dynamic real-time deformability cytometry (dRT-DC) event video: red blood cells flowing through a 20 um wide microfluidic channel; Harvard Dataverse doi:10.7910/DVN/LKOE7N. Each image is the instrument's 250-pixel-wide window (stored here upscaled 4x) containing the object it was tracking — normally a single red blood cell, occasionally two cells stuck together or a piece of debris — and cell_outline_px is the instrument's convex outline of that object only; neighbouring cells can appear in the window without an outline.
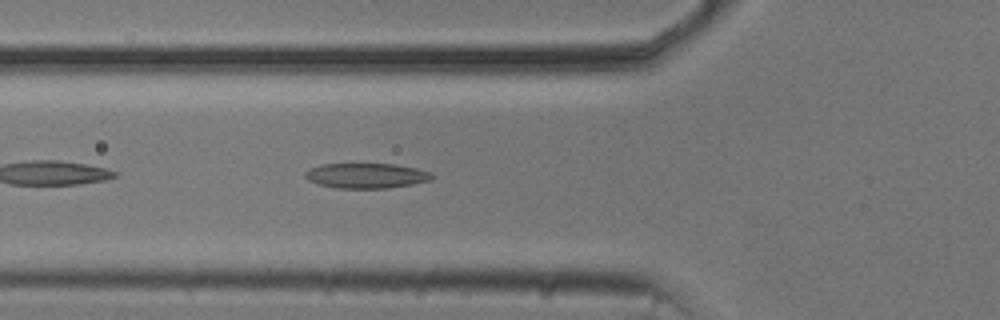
{"species": "common noctule bat (a hibernating species)", "species_latin": "Nyctalus noctula", "temperature_condition": "cold", "stored_images_in_passage": 14, "camera_frame_rate_fps": 3000, "um_per_image_px": 0.085, "animal": {"sex": "male", "body_mass_g": 20.5, "forearm_length_mm": 52.5}, "frame": {"image": 1, "passage_image": 5, "time_ms": 1.333, "image_size_px": [1000, 320], "cell_outline_px": [[436, 176], [432, 180], [412, 184], [388, 188], [336, 188], [316, 184], [308, 180], [304, 176], [304, 172], [320, 164], [396, 164], [416, 168], [432, 172]], "centroid_in_image_um": [31.16, 14.93], "position_along_channel_um": 94.6, "area_um2": 18.73}}
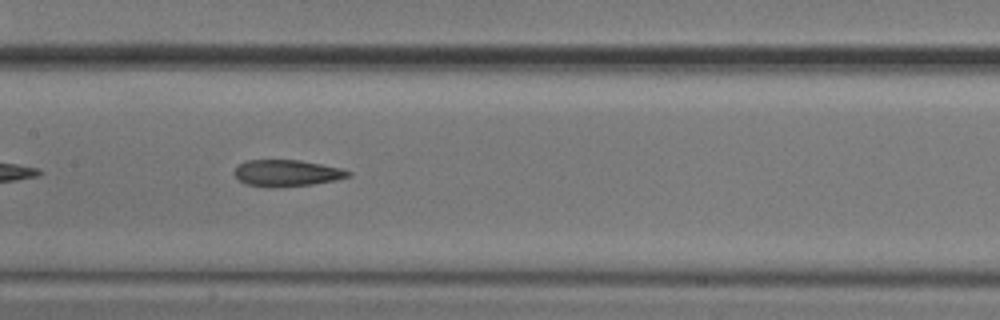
{"frame": {"image": 2, "passage_image": 12, "time_ms": 3.667, "image_size_px": [1000, 320], "cell_outline_px": [[352, 176], [336, 180], [312, 184], [244, 184], [232, 172], [240, 164], [248, 160], [300, 160], [340, 168], [352, 172]], "centroid_in_image_um": [24.44, 14.66], "position_along_channel_um": 183.0, "area_um2": 16.65}}